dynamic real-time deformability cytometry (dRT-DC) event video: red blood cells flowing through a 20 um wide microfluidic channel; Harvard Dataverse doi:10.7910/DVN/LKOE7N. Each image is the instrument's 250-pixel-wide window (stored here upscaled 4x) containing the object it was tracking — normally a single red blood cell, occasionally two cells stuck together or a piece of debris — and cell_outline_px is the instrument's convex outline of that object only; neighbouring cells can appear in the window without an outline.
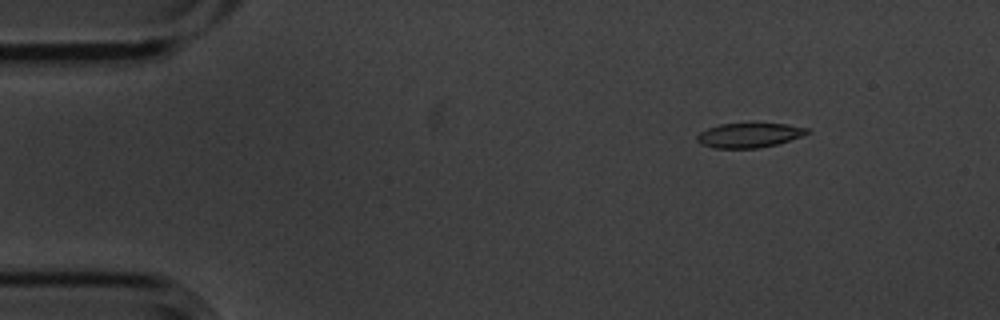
{"species": "common noctule bat (a hibernating species)", "species_latin": "Nyctalus noctula", "temperature_condition": "cold", "stored_images_in_passage": 5, "segment_of_instrument_passage": [2, 2], "camera_frame_rate_fps": 3000, "um_per_image_px": 0.085, "animal": {"sex": "male", "body_mass_g": 20.1, "forearm_length_mm": 53.5}, "frame": {"image": 1, "passage_image": 5, "time_ms": 1.333, "image_size_px": [1000, 320], "cell_outline_px": [[808, 132], [800, 136], [776, 144], [756, 148], [712, 148], [700, 144], [696, 140], [696, 136], [700, 132], [708, 128], [720, 124], [752, 120], [788, 124], [808, 128]], "centroid_in_image_um": [63.63, 11.44], "position_along_channel_um": 21.4, "area_um2": 16.47}}